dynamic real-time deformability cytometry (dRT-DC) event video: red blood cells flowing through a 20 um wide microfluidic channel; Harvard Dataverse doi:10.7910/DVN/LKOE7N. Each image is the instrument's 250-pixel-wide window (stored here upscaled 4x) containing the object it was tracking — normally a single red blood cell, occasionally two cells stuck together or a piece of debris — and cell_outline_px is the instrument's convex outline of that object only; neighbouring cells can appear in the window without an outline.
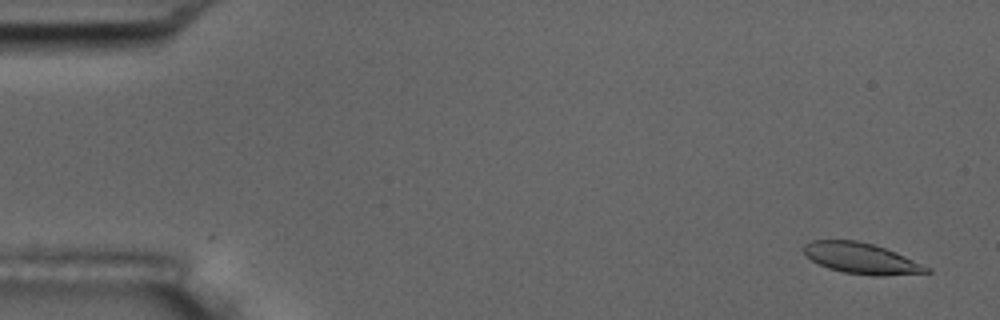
{"species": "common noctule bat (a hibernating species)", "species_latin": "Nyctalus noctula", "temperature_condition": "room temperature", "stored_images_in_passage": 5, "camera_frame_rate_fps": 3000, "um_per_image_px": 0.085, "animal": {"sex": "male", "body_mass_g": 17.5, "forearm_length_mm": 52.3}, "frame": {"image": 1, "passage_image": 1, "time_ms": 0.0, "image_size_px": [1000, 320], "cell_outline_px": [[932, 272], [880, 276], [872, 276], [844, 272], [828, 268], [812, 260], [804, 252], [804, 244], [812, 240], [856, 240], [872, 244], [896, 252], [932, 268]], "centroid_in_image_um": [73.25, 21.96], "position_along_channel_um": 11.8, "area_um2": 21.96}}
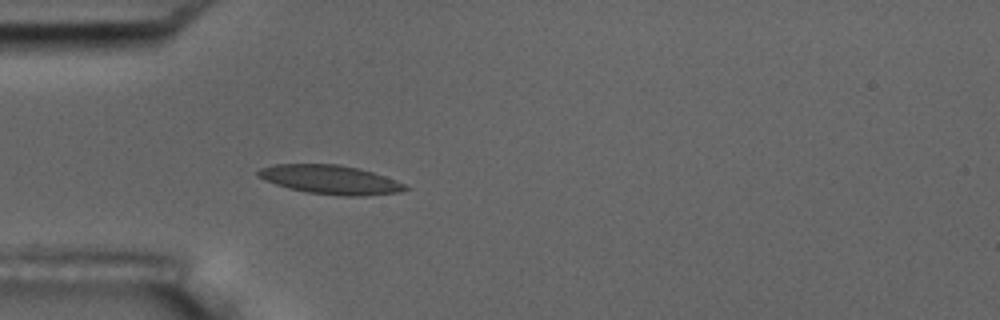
{"frame": {"image": 2, "passage_image": 5, "time_ms": 4.667, "image_size_px": [1000, 320], "cell_outline_px": [[408, 188], [396, 192], [364, 196], [344, 196], [308, 192], [288, 188], [264, 180], [256, 176], [256, 172], [260, 168], [272, 164], [340, 164], [372, 172], [384, 176], [404, 184]], "centroid_in_image_um": [27.99, 15.26], "position_along_channel_um": 57.0, "area_um2": 24.57}}